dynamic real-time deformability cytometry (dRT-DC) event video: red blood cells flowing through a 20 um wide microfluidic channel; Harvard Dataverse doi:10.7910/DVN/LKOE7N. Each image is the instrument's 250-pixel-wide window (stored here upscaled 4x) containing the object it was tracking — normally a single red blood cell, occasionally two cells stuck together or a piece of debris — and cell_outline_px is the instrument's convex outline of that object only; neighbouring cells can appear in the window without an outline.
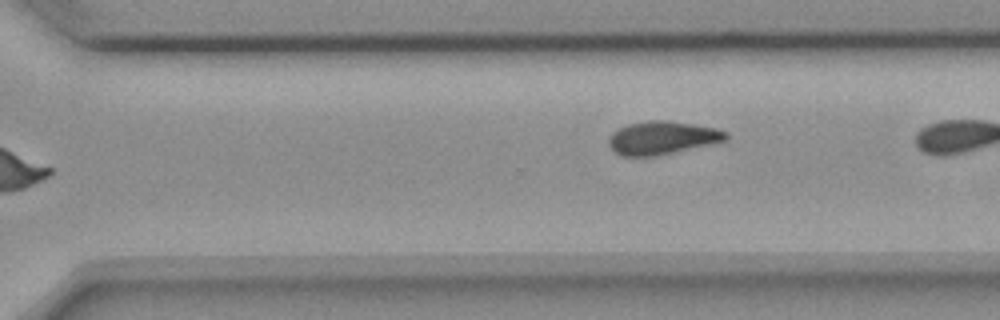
{"species": "common noctule bat (a hibernating species)", "species_latin": "Nyctalus noctula", "temperature_condition": "room temperature", "stored_images_in_passage": 10, "camera_frame_rate_fps": 3000, "um_per_image_px": 0.085, "animal": {"sex": "female", "body_mass_g": 18.4}, "frame": {"image": 1, "passage_image": 10, "time_ms": 3.0, "image_size_px": [1000, 320], "cell_outline_px": [[728, 140], [656, 156], [624, 156], [616, 152], [608, 144], [608, 136], [616, 128], [628, 124], [652, 120], [664, 120], [692, 124], [716, 128], [728, 132]], "centroid_in_image_um": [56.27, 11.71], "position_along_channel_um": 314.3, "area_um2": 22.6}}